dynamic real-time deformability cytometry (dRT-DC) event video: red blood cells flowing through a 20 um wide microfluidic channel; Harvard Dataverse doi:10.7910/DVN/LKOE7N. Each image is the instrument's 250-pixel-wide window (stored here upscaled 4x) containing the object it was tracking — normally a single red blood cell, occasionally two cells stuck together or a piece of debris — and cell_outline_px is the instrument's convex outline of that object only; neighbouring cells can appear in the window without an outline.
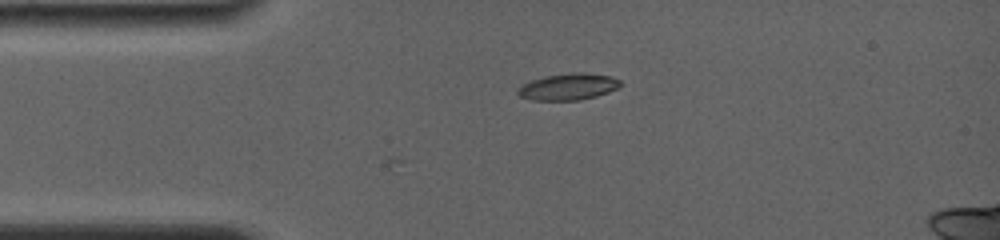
{"species": "common noctule bat (a hibernating species)", "species_latin": "Nyctalus noctula", "temperature_condition": "room temperature", "stored_images_in_passage": 4, "camera_frame_rate_fps": 4000, "um_per_image_px": 0.085, "animal": {"sex": "female", "body_mass_g": 19.0, "forearm_length_mm": 56.7}, "frame": {"image": 1, "passage_image": 1, "time_ms": 0.0, "image_size_px": [1000, 240], "cell_outline_px": [[620, 84], [616, 88], [608, 92], [596, 96], [580, 100], [532, 100], [520, 96], [516, 92], [524, 84], [532, 80], [544, 76], [572, 72], [576, 72], [608, 76], [620, 80]], "centroid_in_image_um": [48.28, 7.38], "position_along_channel_um": 36.7, "area_um2": 15.55}}
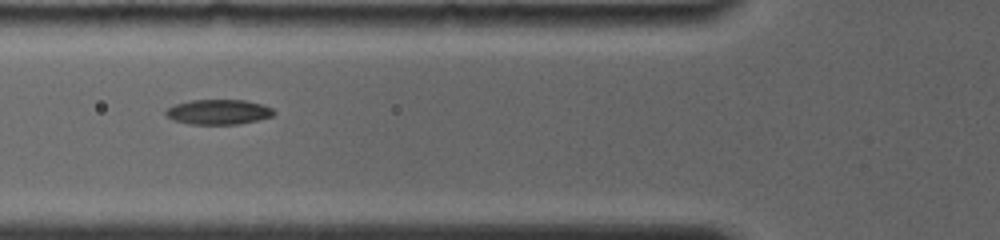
{"frame": {"image": 2, "passage_image": 3, "time_ms": 2.5, "image_size_px": [1000, 240], "cell_outline_px": [[276, 112], [272, 116], [240, 124], [188, 124], [172, 120], [164, 112], [168, 108], [176, 104], [192, 100], [244, 100], [260, 104], [272, 108]], "centroid_in_image_um": [18.56, 9.52], "position_along_channel_um": 107.2, "area_um2": 15.61}}
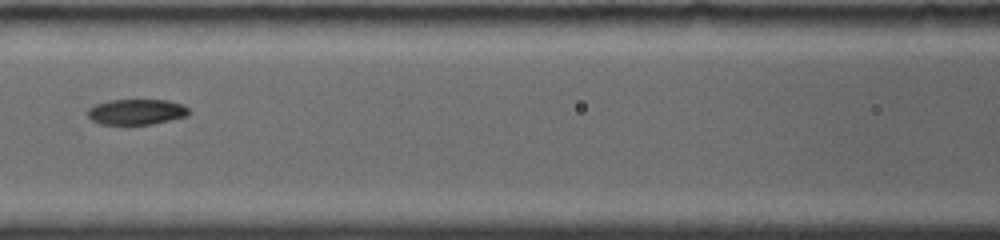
{"frame": {"image": 3, "passage_image": 4, "time_ms": 3.75, "image_size_px": [1000, 240], "cell_outline_px": [[192, 112], [188, 116], [152, 124], [100, 124], [92, 120], [88, 116], [88, 108], [96, 104], [108, 100], [168, 100], [180, 104], [188, 108]], "centroid_in_image_um": [11.62, 9.51], "position_along_channel_um": 155.0, "area_um2": 15.09}}